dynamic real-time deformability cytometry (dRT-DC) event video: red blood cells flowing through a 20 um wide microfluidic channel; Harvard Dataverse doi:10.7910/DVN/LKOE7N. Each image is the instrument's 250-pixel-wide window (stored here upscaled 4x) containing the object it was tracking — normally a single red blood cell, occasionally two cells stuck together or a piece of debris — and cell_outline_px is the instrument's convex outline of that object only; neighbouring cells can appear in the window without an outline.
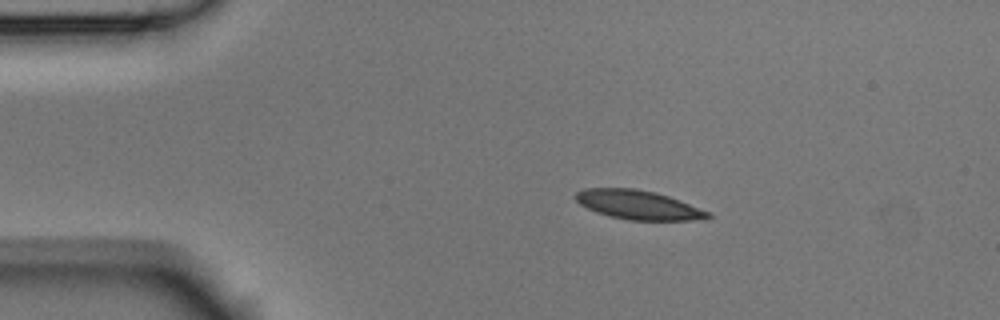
{"species": "Egyptian fruit bat (a non-hibernating species)", "species_latin": "Rousettus aegyptiacus", "temperature_condition": "room temperature", "stored_images_in_passage": 7, "camera_frame_rate_fps": 3000, "um_per_image_px": 0.085, "animal": {"sex": "male"}, "frame": {"image": 1, "passage_image": 2, "time_ms": 0.333, "image_size_px": [1000, 320], "cell_outline_px": [[712, 216], [708, 220], [628, 220], [608, 216], [596, 212], [580, 204], [572, 196], [576, 192], [584, 188], [636, 188], [656, 192], [668, 196], [712, 212]], "centroid_in_image_um": [54.28, 17.41], "position_along_channel_um": 30.7, "area_um2": 22.77}}
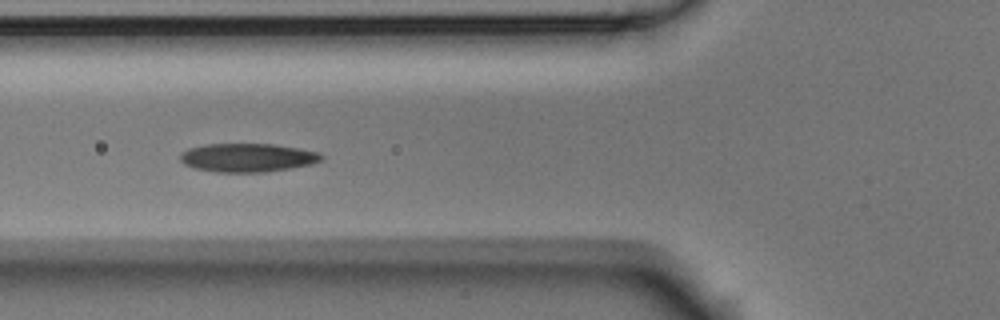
{"frame": {"image": 2, "passage_image": 5, "time_ms": 1.333, "image_size_px": [1000, 320], "cell_outline_px": [[324, 156], [320, 160], [312, 164], [292, 168], [264, 172], [216, 172], [192, 168], [184, 164], [180, 160], [180, 152], [188, 148], [204, 144], [276, 144], [316, 152]], "centroid_in_image_um": [20.98, 13.4], "position_along_channel_um": 104.8, "area_um2": 23.58}}
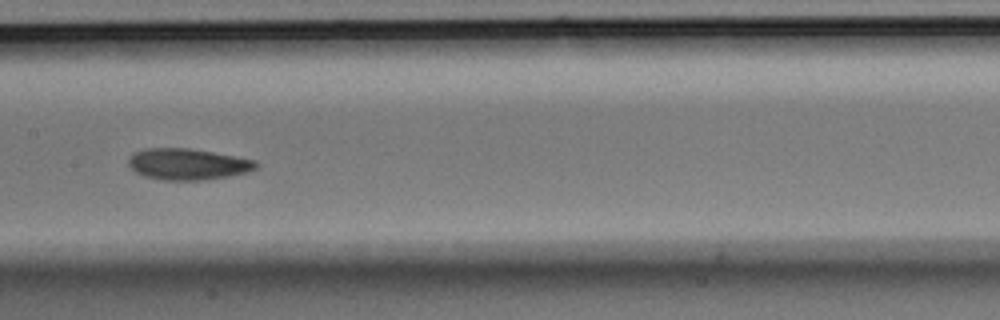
{"frame": {"image": 3, "passage_image": 7, "time_ms": 2.0, "image_size_px": [1000, 320], "cell_outline_px": [[260, 164], [256, 168], [248, 172], [228, 176], [200, 180], [164, 180], [144, 176], [136, 172], [128, 164], [128, 160], [132, 152], [144, 148], [188, 148], [236, 156], [256, 160]], "centroid_in_image_um": [15.95, 13.94], "position_along_channel_um": 191.4, "area_um2": 23.29}}